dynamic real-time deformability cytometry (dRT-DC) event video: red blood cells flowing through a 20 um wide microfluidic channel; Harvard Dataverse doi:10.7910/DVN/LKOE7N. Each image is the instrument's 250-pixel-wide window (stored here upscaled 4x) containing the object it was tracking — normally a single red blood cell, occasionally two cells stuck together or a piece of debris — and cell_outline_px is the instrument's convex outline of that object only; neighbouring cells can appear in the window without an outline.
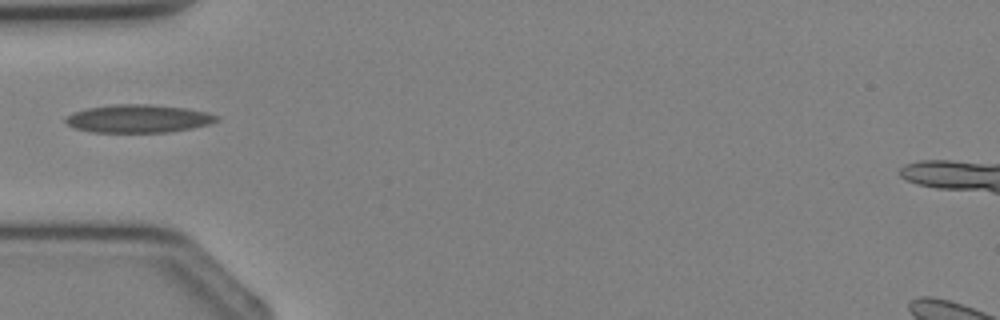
{"species": "Egyptian fruit bat (a non-hibernating species)", "species_latin": "Rousettus aegyptiacus", "temperature_condition": "cold", "stored_images_in_passage": 1, "camera_frame_rate_fps": 3000, "um_per_image_px": 0.085, "animal": {"sex": "female"}, "frame": {"image": 1, "passage_image": 1, "time_ms": 0.0, "image_size_px": [1000, 320], "cell_outline_px": [[220, 120], [208, 124], [192, 128], [168, 132], [92, 132], [76, 128], [68, 124], [64, 120], [68, 116], [76, 112], [88, 108], [112, 104], [148, 104], [184, 108], [208, 112], [220, 116]], "centroid_in_image_um": [11.81, 10.08], "position_along_channel_um": 73.2, "area_um2": 24.51}}